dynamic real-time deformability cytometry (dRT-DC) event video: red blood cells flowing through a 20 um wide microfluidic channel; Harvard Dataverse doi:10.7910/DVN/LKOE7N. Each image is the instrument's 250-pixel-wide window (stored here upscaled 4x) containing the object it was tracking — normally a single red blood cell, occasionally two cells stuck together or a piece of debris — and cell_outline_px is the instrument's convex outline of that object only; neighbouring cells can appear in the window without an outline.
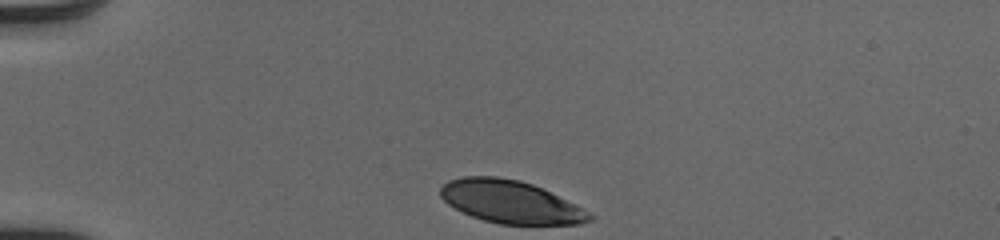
{"species": "human", "species_latin": "Homo sapiens", "temperature_condition": "cold", "stored_images_in_passage": 32, "camera_frame_rate_fps": 3000, "um_per_image_px": 0.085, "donor": {"sex": "male"}, "frame": {"image": 1, "passage_image": 1, "time_ms": 0.0, "image_size_px": [1000, 240], "cell_outline_px": [[596, 216], [592, 220], [580, 224], [500, 224], [484, 220], [472, 216], [448, 204], [440, 196], [440, 188], [448, 180], [464, 176], [496, 176], [520, 180], [532, 184]], "centroid_in_image_um": [43.35, 17.15], "position_along_channel_um": 41.6, "area_um2": 36.53}}
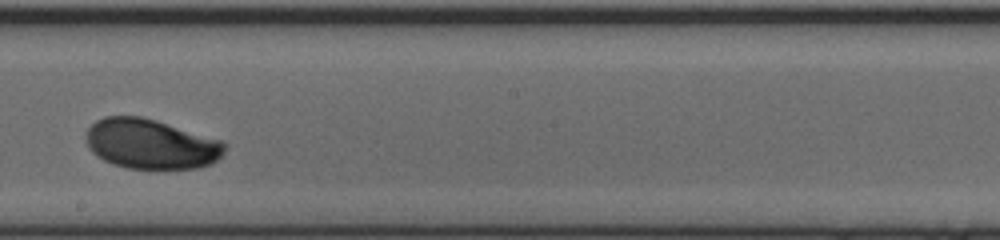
{"frame": {"image": 2, "passage_image": 19, "time_ms": 6.0, "image_size_px": [1000, 240], "cell_outline_px": [[224, 152], [212, 164], [196, 168], [128, 168], [112, 164], [96, 156], [88, 148], [84, 136], [88, 128], [96, 120], [104, 116], [140, 116], [156, 120], [220, 140], [224, 144]], "centroid_in_image_um": [12.76, 12.23], "position_along_channel_um": 235.4, "area_um2": 40.17}}
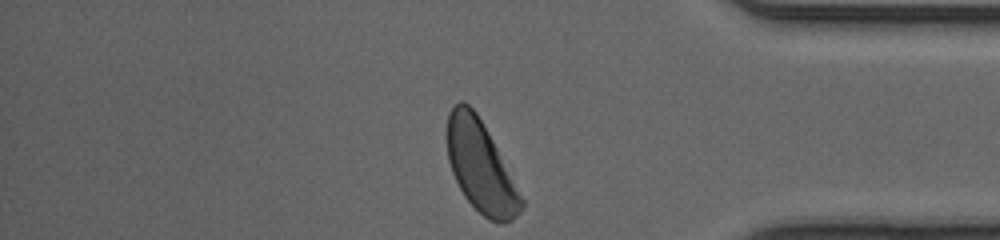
{"frame": {"image": 3, "passage_image": 32, "time_ms": 10.333, "image_size_px": [1000, 240], "cell_outline_px": [[524, 204], [520, 212], [512, 220], [504, 224], [496, 224], [488, 220], [464, 196], [452, 172], [448, 160], [448, 112], [460, 100], [464, 100], [476, 112], [492, 140], [524, 200]], "centroid_in_image_um": [40.86, 14.2], "position_along_channel_um": 394.3, "area_um2": 38.78}, "authors_computed_cell_mechanics": {"area_um2": 40.1132, "velocity_mm_per_s": 4.0434, "shape_relaxation_time_tau1_ms": 3.1266, "shape_relaxation_time_tau2_ms": null, "deformation_change_tau1": 0.1413, "deformation_change_tau2": null}}